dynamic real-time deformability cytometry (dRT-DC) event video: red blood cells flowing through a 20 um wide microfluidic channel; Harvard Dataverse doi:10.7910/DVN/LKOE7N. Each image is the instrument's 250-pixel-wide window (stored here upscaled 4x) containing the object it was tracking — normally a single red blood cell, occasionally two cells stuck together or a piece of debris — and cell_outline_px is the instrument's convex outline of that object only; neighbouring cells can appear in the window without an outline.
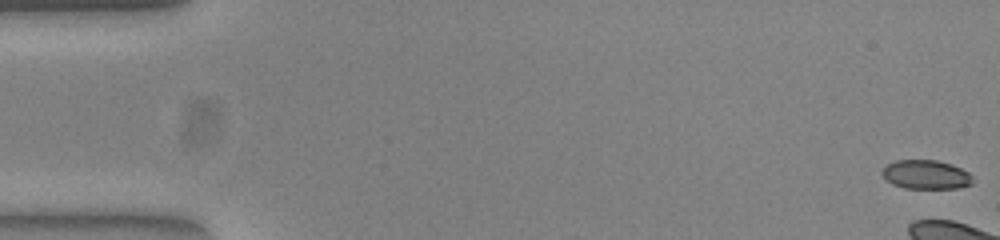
{"species": "common noctule bat (a hibernating species)", "species_latin": "Nyctalus noctula", "temperature_condition": "warm", "stored_images_in_passage": 7, "camera_frame_rate_fps": 3000, "um_per_image_px": 0.085, "animal": {"sex": "female", "body_mass_g": 23.0, "forearm_length_mm": 53.4}, "frame": {"image": 1, "passage_image": 1, "time_ms": 0.0, "image_size_px": [1000, 240], "cell_outline_px": [[972, 184], [956, 188], [904, 188], [892, 184], [880, 172], [888, 164], [896, 160], [936, 160], [952, 164], [968, 172], [972, 176]], "centroid_in_image_um": [78.71, 14.84], "position_along_channel_um": 6.3, "area_um2": 15.2}}